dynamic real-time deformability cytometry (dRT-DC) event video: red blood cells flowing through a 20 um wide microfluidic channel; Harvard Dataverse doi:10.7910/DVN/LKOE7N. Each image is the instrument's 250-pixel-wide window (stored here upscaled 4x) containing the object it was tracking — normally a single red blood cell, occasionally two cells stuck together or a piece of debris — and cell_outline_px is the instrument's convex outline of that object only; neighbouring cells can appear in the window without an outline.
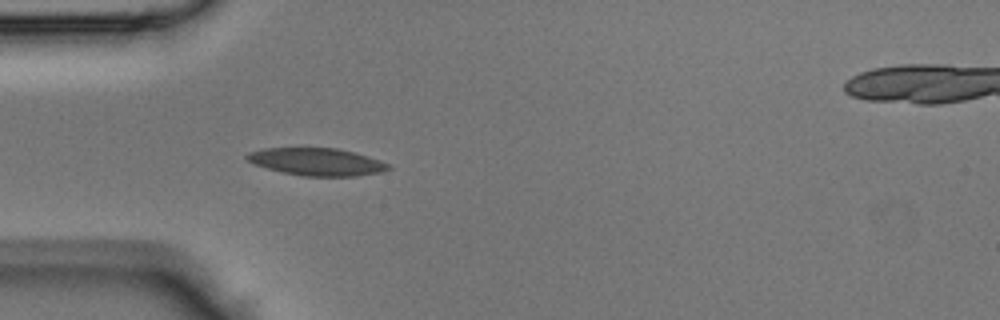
{"species": "Egyptian fruit bat (a non-hibernating species)", "species_latin": "Rousettus aegyptiacus", "temperature_condition": "room temperature", "stored_images_in_passage": 34, "camera_frame_rate_fps": 3000, "um_per_image_px": 0.085, "animal": {"sex": "male"}, "frame": {"image": 1, "passage_image": 1, "time_ms": 0.0, "image_size_px": [1000, 320], "cell_outline_px": [[392, 168], [380, 172], [356, 176], [304, 176], [284, 172], [268, 168], [256, 164], [248, 160], [244, 156], [248, 152], [264, 148], [336, 148], [356, 152], [380, 160], [388, 164]], "centroid_in_image_um": [26.95, 13.74], "position_along_channel_um": 58.1, "area_um2": 22.48}}
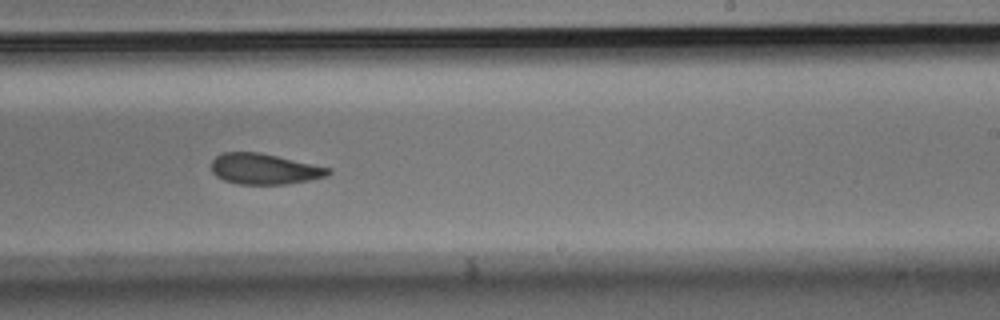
{"frame": {"image": 2, "passage_image": 16, "time_ms": 5.0, "image_size_px": [1000, 320], "cell_outline_px": [[332, 172], [328, 176], [308, 180], [284, 184], [240, 184], [224, 180], [216, 176], [212, 172], [212, 160], [220, 152], [260, 152], [332, 168]], "centroid_in_image_um": [22.48, 14.35], "position_along_channel_um": 266.5, "area_um2": 20.98}}
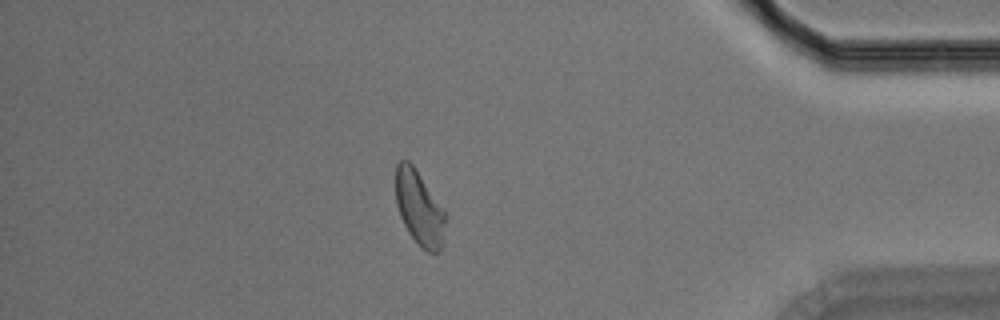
{"frame": {"image": 3, "passage_image": 28, "time_ms": 9.0, "image_size_px": [1000, 320], "cell_outline_px": [[444, 244], [436, 252], [428, 252], [420, 248], [408, 232], [400, 216], [396, 204], [396, 164], [400, 160], [408, 160], [412, 164], [444, 208]], "centroid_in_image_um": [35.63, 17.7], "position_along_channel_um": 399.6, "area_um2": 21.56}}